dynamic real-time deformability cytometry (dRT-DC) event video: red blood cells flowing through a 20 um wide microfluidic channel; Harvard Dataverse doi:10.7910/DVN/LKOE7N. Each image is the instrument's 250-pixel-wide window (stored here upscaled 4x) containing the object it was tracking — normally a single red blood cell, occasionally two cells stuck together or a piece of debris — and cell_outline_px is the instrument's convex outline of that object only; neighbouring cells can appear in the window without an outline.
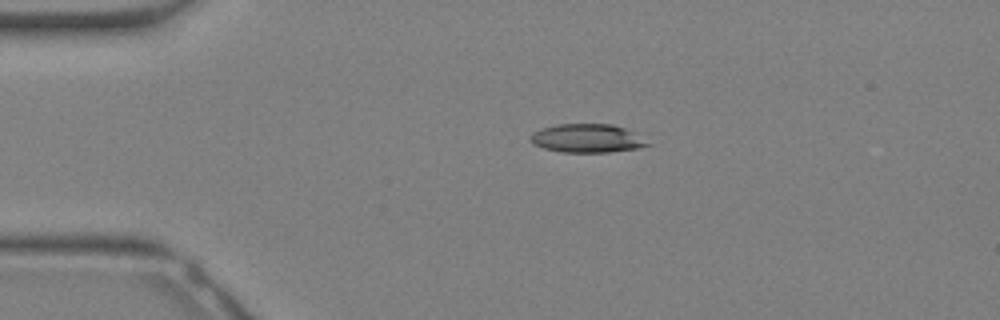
{"species": "Egyptian fruit bat (a non-hibernating species)", "species_latin": "Rousettus aegyptiacus", "temperature_condition": "warm", "stored_images_in_passage": 8, "camera_frame_rate_fps": 3000, "um_per_image_px": 0.085, "animal": {"sex": "female"}, "frame": {"image": 1, "passage_image": 1, "time_ms": 0.0, "image_size_px": [1000, 320], "cell_outline_px": [[652, 144], [636, 148], [608, 152], [560, 152], [544, 148], [532, 144], [528, 140], [528, 136], [532, 132], [540, 128], [556, 124], [612, 124], [636, 132]], "centroid_in_image_um": [49.86, 11.75], "position_along_channel_um": 35.1, "area_um2": 19.77}}
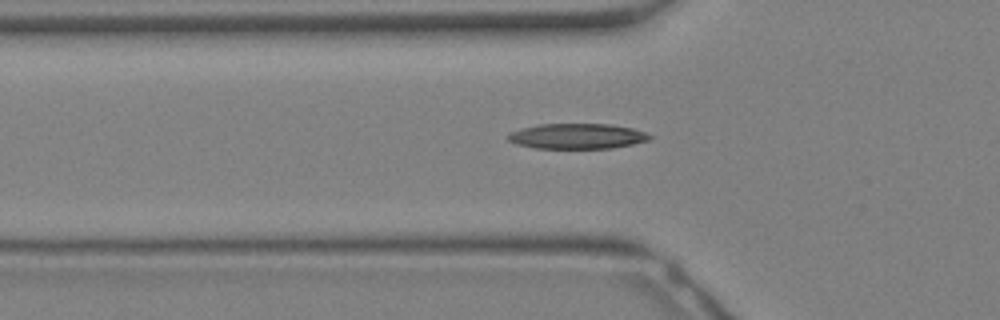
{"frame": {"image": 2, "passage_image": 5, "time_ms": 1.333, "image_size_px": [1000, 320], "cell_outline_px": [[652, 136], [648, 140], [632, 144], [612, 148], [536, 148], [516, 144], [508, 140], [508, 136], [512, 132], [524, 128], [540, 124], [612, 124], [632, 128], [648, 132]], "centroid_in_image_um": [49.11, 11.57], "position_along_channel_um": 76.7, "area_um2": 20.75}}
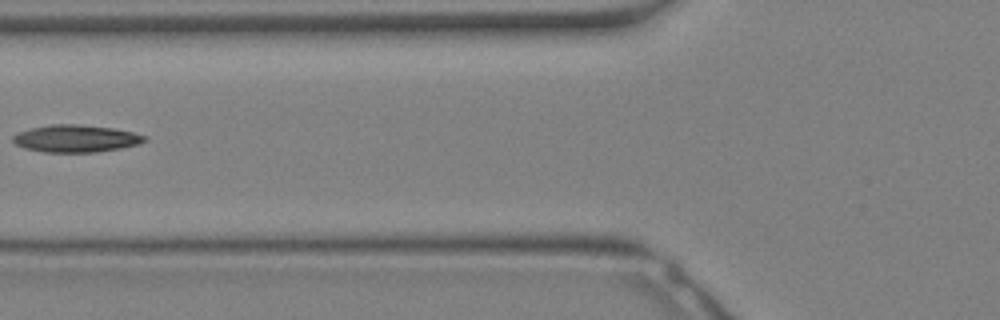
{"frame": {"image": 3, "passage_image": 7, "time_ms": 2.0, "image_size_px": [1000, 320], "cell_outline_px": [[148, 140], [140, 144], [120, 148], [92, 152], [44, 152], [24, 148], [16, 144], [12, 140], [12, 136], [20, 132], [32, 128], [52, 124], [76, 124], [112, 128], [132, 132], [148, 136]], "centroid_in_image_um": [6.47, 11.78], "position_along_channel_um": 119.3, "area_um2": 20.81}}